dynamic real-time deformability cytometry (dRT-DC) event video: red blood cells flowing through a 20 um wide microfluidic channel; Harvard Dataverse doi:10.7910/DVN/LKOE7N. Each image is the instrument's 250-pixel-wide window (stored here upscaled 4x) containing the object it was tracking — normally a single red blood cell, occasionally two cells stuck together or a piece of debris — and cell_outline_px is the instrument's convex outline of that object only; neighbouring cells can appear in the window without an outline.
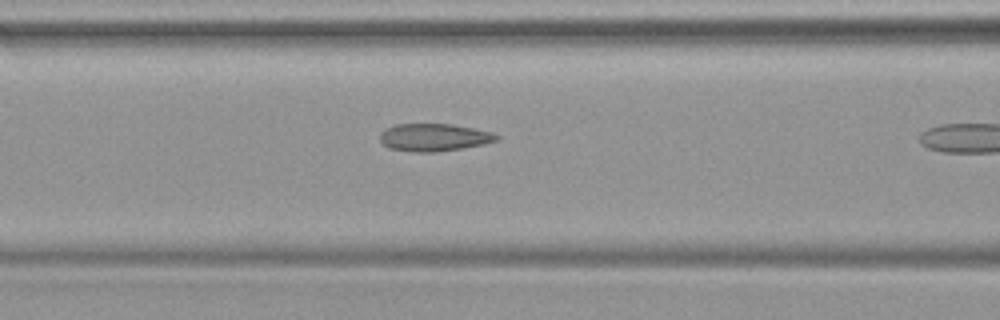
{"species": "common noctule bat (a hibernating species)", "species_latin": "Nyctalus noctula", "temperature_condition": "warm", "stored_images_in_passage": 17, "camera_frame_rate_fps": 3000, "um_per_image_px": 0.085, "animal": {"sex": "female", "body_mass_g": 19.9}, "frame": {"image": 1, "passage_image": 10, "time_ms": 3.0, "image_size_px": [1000, 320], "cell_outline_px": [[500, 140], [484, 144], [460, 148], [432, 152], [412, 152], [388, 148], [380, 140], [380, 132], [384, 128], [396, 124], [452, 124], [492, 132], [500, 136]], "centroid_in_image_um": [36.87, 11.67], "position_along_channel_um": 129.7, "area_um2": 18.79}}
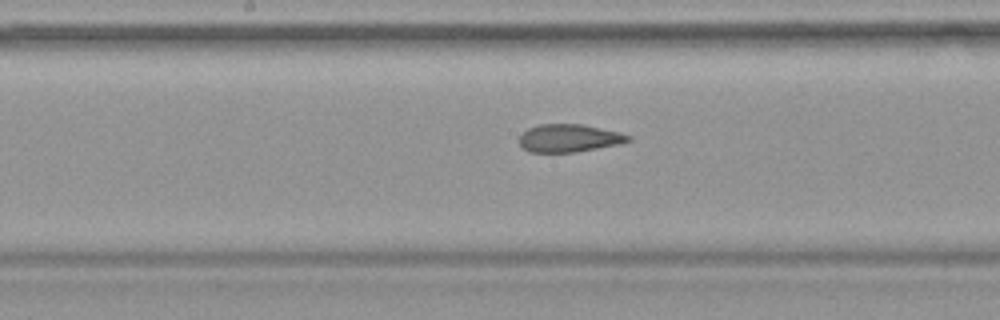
{"frame": {"image": 2, "passage_image": 15, "time_ms": 4.667, "image_size_px": [1000, 320], "cell_outline_px": [[632, 140], [620, 144], [576, 152], [528, 152], [520, 144], [520, 136], [528, 128], [540, 124], [584, 124], [620, 132], [632, 136]], "centroid_in_image_um": [48.42, 11.74], "position_along_channel_um": 199.8, "area_um2": 17.74}}